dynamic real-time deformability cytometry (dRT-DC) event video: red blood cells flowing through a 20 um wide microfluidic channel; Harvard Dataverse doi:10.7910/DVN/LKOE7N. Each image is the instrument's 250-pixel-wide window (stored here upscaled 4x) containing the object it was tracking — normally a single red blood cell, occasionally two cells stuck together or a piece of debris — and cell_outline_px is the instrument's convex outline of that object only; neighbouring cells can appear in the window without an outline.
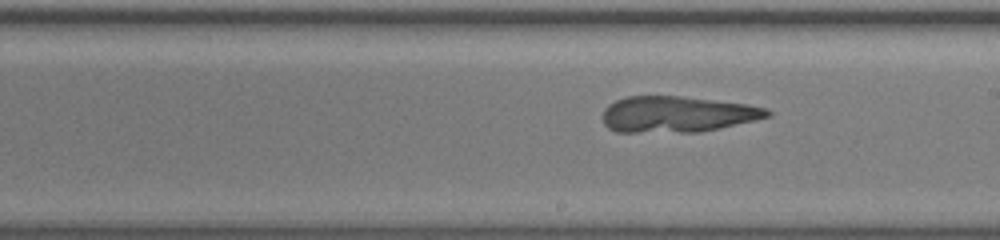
{"species": "common noctule bat (a hibernating species)", "species_latin": "Nyctalus noctula", "temperature_condition": "warm", "stored_images_in_passage": 63, "camera_frame_rate_fps": 3000, "um_per_image_px": 0.085, "animal": {"sex": "female", "body_mass_g": 19.5, "forearm_length_mm": 54.1}, "frame": {"image": 1, "passage_image": 38, "time_ms": 12.333, "image_size_px": [1000, 240], "cell_outline_px": [[772, 116], [720, 128], [700, 132], [616, 132], [608, 128], [604, 124], [604, 108], [608, 104], [624, 96], [680, 96], [748, 104], [768, 108], [772, 112]], "centroid_in_image_um": [57.57, 9.71], "position_along_channel_um": 231.4, "area_um2": 34.8}}
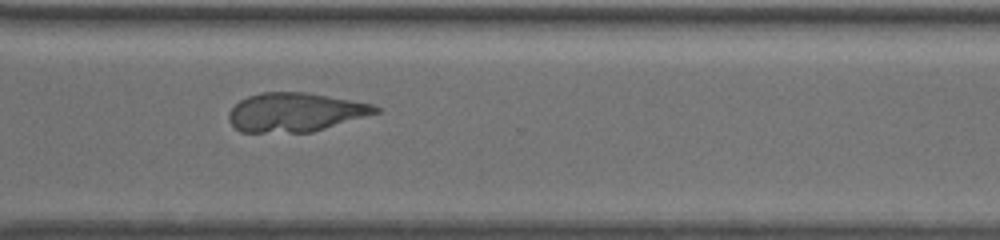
{"frame": {"image": 2, "passage_image": 48, "time_ms": 15.667, "image_size_px": [1000, 240], "cell_outline_px": [[380, 112], [312, 132], [240, 132], [228, 120], [228, 112], [240, 100], [248, 96], [260, 92], [308, 92], [372, 104], [380, 108]], "centroid_in_image_um": [25.08, 9.53], "position_along_channel_um": 345.5, "area_um2": 33.18}}
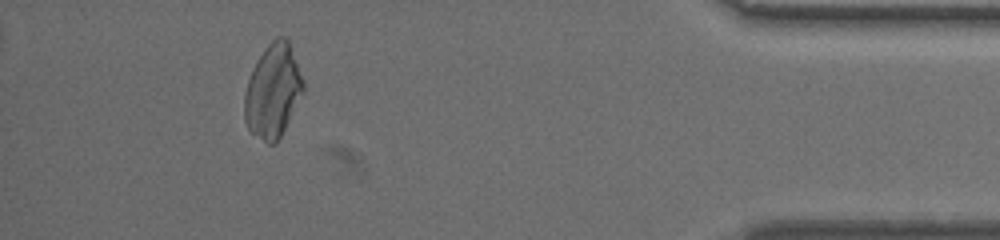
{"frame": {"image": 3, "passage_image": 58, "time_ms": 19.0, "image_size_px": [1000, 240], "cell_outline_px": [[304, 92], [276, 144], [268, 144], [252, 132], [248, 128], [244, 120], [244, 92], [252, 68], [264, 48], [276, 36], [288, 36], [304, 80]], "centroid_in_image_um": [23.21, 7.69], "position_along_channel_um": 412.0, "area_um2": 32.37}}